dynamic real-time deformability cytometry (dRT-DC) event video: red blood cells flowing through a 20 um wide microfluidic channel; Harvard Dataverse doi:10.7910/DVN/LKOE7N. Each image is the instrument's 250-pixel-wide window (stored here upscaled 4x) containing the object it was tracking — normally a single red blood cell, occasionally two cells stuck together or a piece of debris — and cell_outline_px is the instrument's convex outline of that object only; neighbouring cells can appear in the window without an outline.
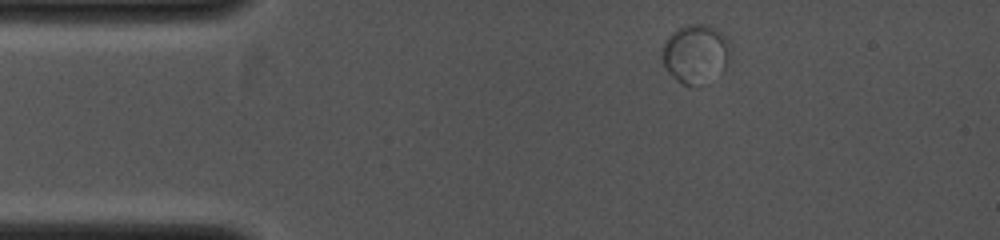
{"species": "common noctule bat (a hibernating species)", "species_latin": "Nyctalus noctula", "temperature_condition": "cold", "stored_images_in_passage": 9, "camera_frame_rate_fps": 4000, "um_per_image_px": 0.085, "animal": {"sex": "female", "body_mass_g": 19.0, "forearm_length_mm": 53.3}, "frame": {"image": 1, "passage_image": 1, "time_ms": 0.0, "image_size_px": [1000, 240], "cell_outline_px": [[728, 56], [724, 68], [692, 84], [684, 84], [676, 80], [668, 72], [660, 56], [660, 52], [664, 44], [672, 32], [680, 28], [696, 24], [708, 24], [724, 32], [728, 36]], "centroid_in_image_um": [59.08, 4.48], "position_along_channel_um": 25.9, "area_um2": 22.43}}
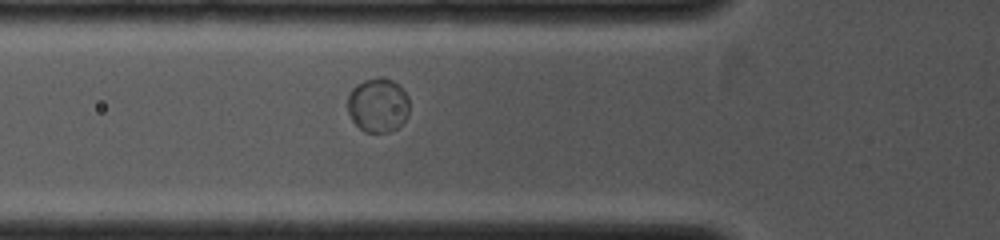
{"frame": {"image": 2, "passage_image": 6, "time_ms": 2.25, "image_size_px": [1000, 240], "cell_outline_px": [[408, 116], [396, 128], [388, 132], [364, 132], [352, 120], [348, 112], [348, 96], [352, 88], [356, 84], [364, 80], [380, 76], [392, 80], [408, 96]], "centroid_in_image_um": [32.11, 8.93], "position_along_channel_um": 93.7, "area_um2": 19.42}}
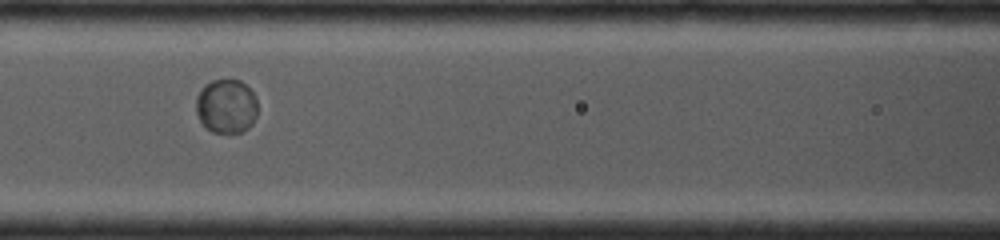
{"frame": {"image": 3, "passage_image": 8, "time_ms": 3.25, "image_size_px": [1000, 240], "cell_outline_px": [[256, 116], [252, 124], [248, 128], [240, 132], [212, 132], [200, 120], [196, 112], [196, 96], [200, 88], [204, 84], [212, 80], [240, 80], [256, 96]], "centroid_in_image_um": [19.22, 9.01], "position_along_channel_um": 147.4, "area_um2": 19.36}}